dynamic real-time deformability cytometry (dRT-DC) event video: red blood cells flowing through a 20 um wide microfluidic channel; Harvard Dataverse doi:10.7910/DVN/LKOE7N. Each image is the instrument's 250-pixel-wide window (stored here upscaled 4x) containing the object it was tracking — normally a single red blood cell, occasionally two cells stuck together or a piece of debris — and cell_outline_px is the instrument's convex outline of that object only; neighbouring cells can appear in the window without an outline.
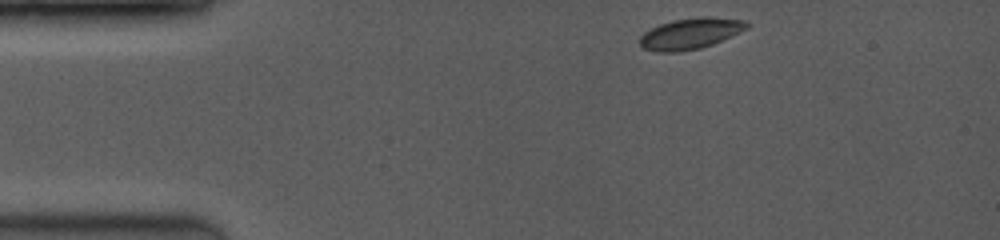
{"species": "common noctule bat (a hibernating species)", "species_latin": "Nyctalus noctula", "temperature_condition": "room temperature", "stored_images_in_passage": 28, "camera_frame_rate_fps": 3500, "um_per_image_px": 0.085, "animal": {"sex": "female", "body_mass_g": 19.0, "forearm_length_mm": 53.3}, "frame": {"image": 1, "passage_image": 1, "time_ms": 0.0, "image_size_px": [1000, 240], "cell_outline_px": [[752, 24], [748, 28], [740, 32], [712, 44], [700, 48], [680, 52], [656, 52], [644, 48], [640, 44], [640, 36], [644, 32], [660, 24], [672, 20], [704, 16], [744, 20]], "centroid_in_image_um": [58.7, 2.85], "position_along_channel_um": 26.3, "area_um2": 19.31}}
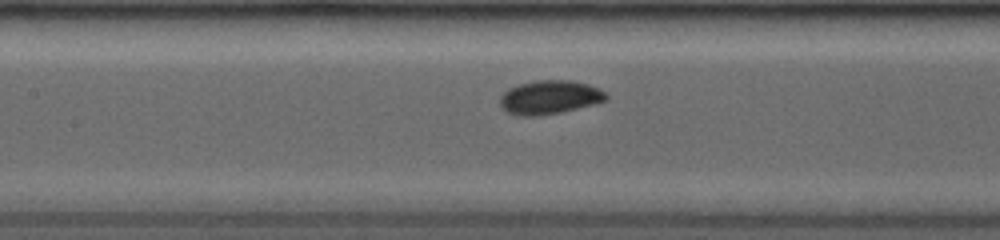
{"frame": {"image": 2, "passage_image": 15, "time_ms": 4.857, "image_size_px": [1000, 240], "cell_outline_px": [[608, 100], [560, 112], [540, 116], [516, 116], [508, 112], [500, 104], [500, 96], [508, 88], [520, 84], [536, 80], [572, 80], [588, 84], [604, 92], [608, 96]], "centroid_in_image_um": [46.69, 8.27], "position_along_channel_um": 160.7, "area_um2": 20.75}}
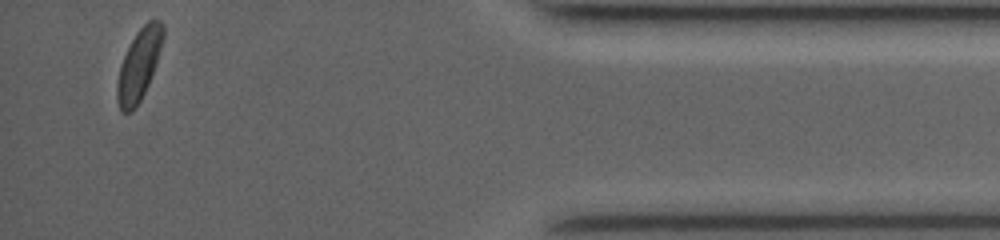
{"frame": {"image": 3, "passage_image": 28, "time_ms": 12.286, "image_size_px": [1000, 240], "cell_outline_px": [[164, 36], [156, 64], [148, 84], [140, 100], [128, 112], [120, 112], [116, 100], [116, 84], [120, 68], [124, 56], [136, 32], [148, 20], [160, 20], [164, 24]], "centroid_in_image_um": [11.81, 5.48], "position_along_channel_um": 423.4, "area_um2": 18.79}, "authors_computed_cell_mechanics": {"area_um2": 19.4497, "velocity_mm_per_s": 4.0883, "shape_relaxation_time_tau1_ms": 1.2335, "shape_relaxation_time_tau2_ms": null, "deformation_change_tau1": 0.0724, "deformation_change_tau2": null}}